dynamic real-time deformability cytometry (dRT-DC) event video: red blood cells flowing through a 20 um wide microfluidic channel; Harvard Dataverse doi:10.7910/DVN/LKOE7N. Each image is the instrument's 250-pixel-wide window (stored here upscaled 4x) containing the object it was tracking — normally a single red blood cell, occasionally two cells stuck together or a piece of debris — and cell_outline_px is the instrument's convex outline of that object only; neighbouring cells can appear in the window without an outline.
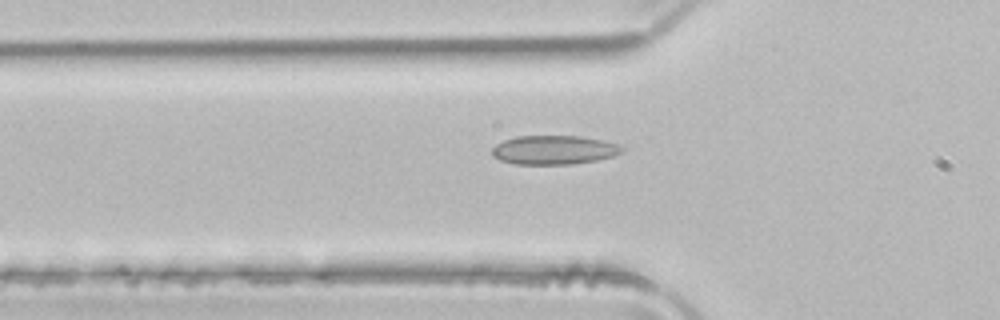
{"species": "common noctule bat (a hibernating species)", "species_latin": "Nyctalus noctula", "temperature_condition": "room temperature", "stored_images_in_passage": 45, "camera_frame_rate_fps": 3000, "um_per_image_px": 0.085, "animal": {"sex": "male", "body_mass_g": 21.5, "forearm_length_mm": 52.0}, "frame": {"image": 1, "passage_image": 17, "time_ms": 5.333, "image_size_px": [1000, 320], "cell_outline_px": [[624, 148], [620, 152], [612, 156], [596, 160], [572, 164], [516, 164], [500, 160], [492, 156], [492, 148], [496, 144], [504, 140], [516, 136], [580, 136], [604, 140], [620, 144]], "centroid_in_image_um": [47.08, 12.74], "position_along_channel_um": 78.7, "area_um2": 21.96}}
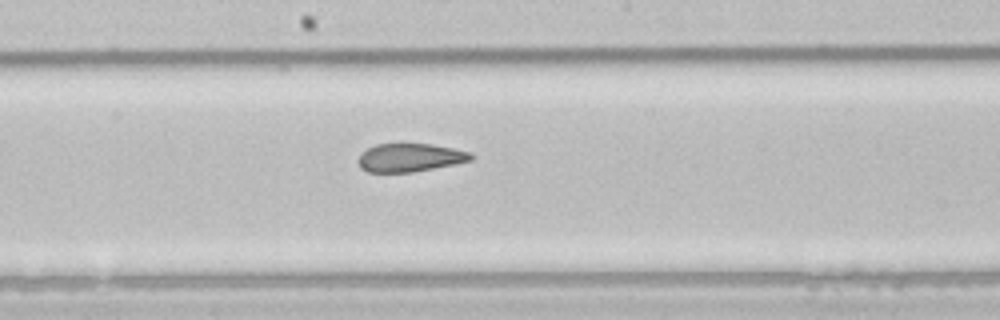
{"frame": {"image": 2, "passage_image": 27, "time_ms": 8.667, "image_size_px": [1000, 320], "cell_outline_px": [[476, 156], [472, 160], [456, 164], [412, 172], [368, 172], [360, 168], [356, 160], [368, 148], [376, 144], [432, 144], [472, 152]], "centroid_in_image_um": [34.88, 13.4], "position_along_channel_um": 213.3, "area_um2": 18.67}}
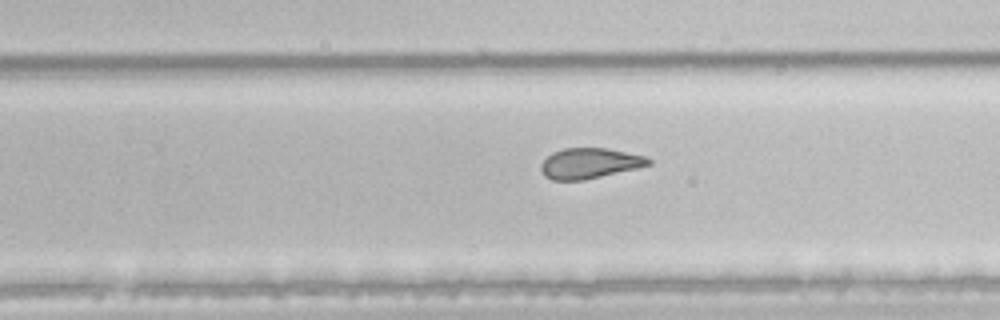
{"frame": {"image": 3, "passage_image": 32, "time_ms": 10.333, "image_size_px": [1000, 320], "cell_outline_px": [[652, 164], [636, 168], [584, 180], [552, 180], [544, 176], [540, 168], [540, 164], [552, 152], [564, 148], [608, 148], [648, 156], [652, 160]], "centroid_in_image_um": [50.13, 13.87], "position_along_channel_um": 279.7, "area_um2": 19.19}}